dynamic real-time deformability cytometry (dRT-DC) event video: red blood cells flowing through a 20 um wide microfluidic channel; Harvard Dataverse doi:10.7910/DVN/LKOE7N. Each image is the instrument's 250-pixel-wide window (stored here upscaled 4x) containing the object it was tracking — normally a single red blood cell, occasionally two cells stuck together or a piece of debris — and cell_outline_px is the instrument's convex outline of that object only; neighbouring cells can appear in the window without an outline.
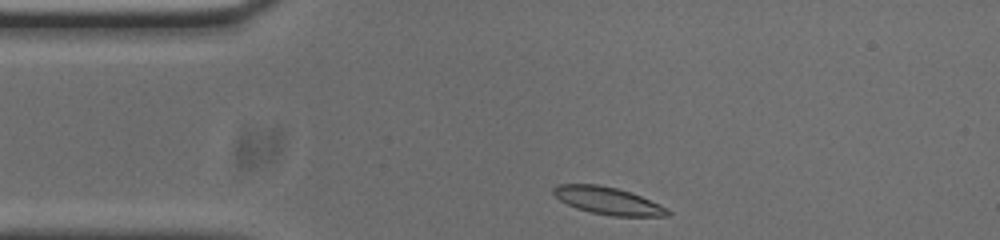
{"species": "common noctule bat (a hibernating species)", "species_latin": "Nyctalus noctula", "temperature_condition": "cold", "stored_images_in_passage": 34, "camera_frame_rate_fps": 3000, "um_per_image_px": 0.085, "animal": {"sex": "male", "body_mass_g": 20.0, "forearm_length_mm": 53.3}, "frame": {"image": 1, "passage_image": 1, "time_ms": 0.0, "image_size_px": [1000, 240], "cell_outline_px": [[672, 212], [668, 216], [612, 216], [592, 212], [576, 208], [560, 200], [552, 192], [552, 188], [556, 184], [596, 184], [616, 188], [640, 196], [660, 204], [668, 208]], "centroid_in_image_um": [51.68, 17.06], "position_along_channel_um": 33.3, "area_um2": 18.09}}
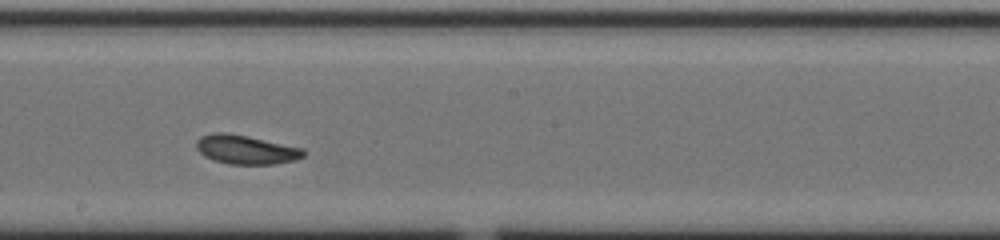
{"frame": {"image": 2, "passage_image": 19, "time_ms": 6.0, "image_size_px": [1000, 240], "cell_outline_px": [[304, 156], [296, 160], [276, 164], [228, 164], [212, 160], [204, 156], [196, 148], [196, 140], [200, 136], [212, 132], [224, 132], [248, 136], [304, 148]], "centroid_in_image_um": [20.88, 12.71], "position_along_channel_um": 227.3, "area_um2": 18.32}}
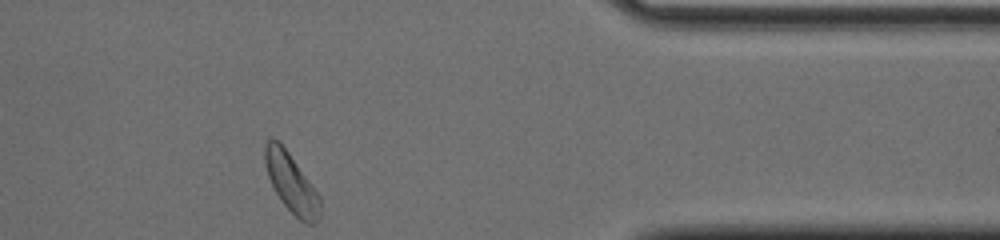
{"frame": {"image": 3, "passage_image": 34, "time_ms": 11.0, "image_size_px": [1000, 240], "cell_outline_px": [[320, 216], [316, 224], [304, 224], [280, 200], [268, 176], [264, 164], [264, 148], [268, 140], [272, 136], [288, 152], [320, 196]], "centroid_in_image_um": [24.76, 15.59], "position_along_channel_um": 386.6, "area_um2": 18.73}, "authors_computed_cell_mechanics": {"area_um2": 17.7446, "velocity_mm_per_s": 3.7384, "shape_relaxation_time_tau1_ms": 4.0293, "shape_relaxation_time_tau2_ms": 2.5447, "deformation_change_tau1": 0.1191, "deformation_change_tau2": 0.0778}}